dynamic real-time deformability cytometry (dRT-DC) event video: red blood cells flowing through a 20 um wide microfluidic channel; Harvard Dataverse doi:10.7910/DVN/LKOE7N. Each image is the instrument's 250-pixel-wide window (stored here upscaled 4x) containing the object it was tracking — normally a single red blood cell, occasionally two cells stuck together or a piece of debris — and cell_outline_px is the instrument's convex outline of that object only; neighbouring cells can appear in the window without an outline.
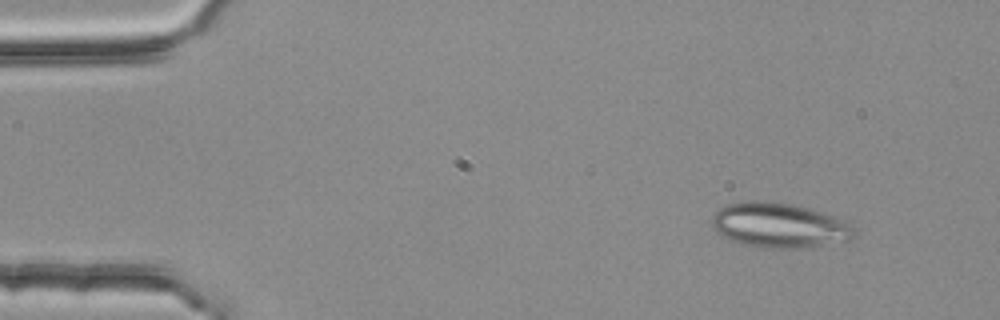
{"species": "common noctule bat (a hibernating species)", "species_latin": "Nyctalus noctula", "temperature_condition": "room temperature", "stored_images_in_passage": 4, "camera_frame_rate_fps": 3000, "um_per_image_px": 0.085, "animal": {"sex": "female", "body_mass_g": 25.1}, "frame": {"image": 1, "passage_image": 1, "time_ms": 0.0, "image_size_px": [1000, 320], "cell_outline_px": [[856, 236], [848, 240], [804, 248], [768, 248], [744, 244], [732, 240], [724, 236], [712, 228], [712, 216], [720, 208], [728, 204], [740, 200], [760, 200], [792, 204], [820, 212], [832, 216], [852, 224]], "centroid_in_image_um": [66.22, 19.14], "position_along_channel_um": 18.8, "area_um2": 36.99}}